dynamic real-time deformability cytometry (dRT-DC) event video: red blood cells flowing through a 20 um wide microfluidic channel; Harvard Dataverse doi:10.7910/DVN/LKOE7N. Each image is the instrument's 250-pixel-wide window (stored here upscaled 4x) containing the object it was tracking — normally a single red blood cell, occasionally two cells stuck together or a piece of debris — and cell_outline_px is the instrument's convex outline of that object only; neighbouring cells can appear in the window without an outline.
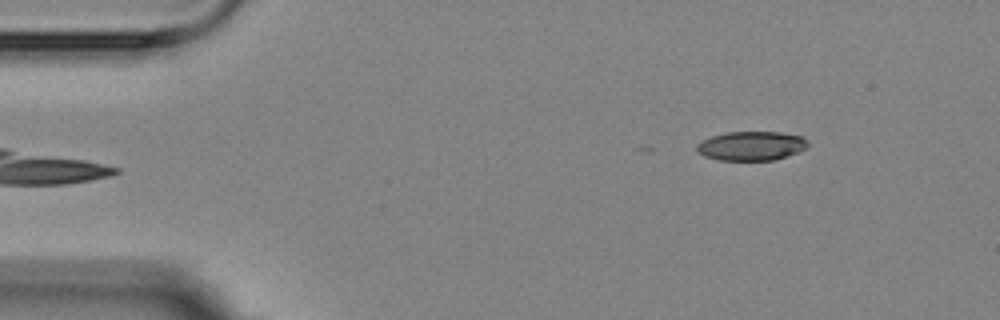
{"species": "Egyptian fruit bat (a non-hibernating species)", "species_latin": "Rousettus aegyptiacus", "temperature_condition": "room temperature", "stored_images_in_passage": 5, "camera_frame_rate_fps": 3000, "um_per_image_px": 0.085, "animal": {"sex": "female"}, "frame": {"image": 1, "passage_image": 5, "time_ms": 5.667, "image_size_px": [1000, 320], "cell_outline_px": [[808, 144], [804, 148], [796, 152], [772, 160], [720, 160], [704, 156], [696, 152], [696, 144], [712, 136], [728, 132], [780, 132], [800, 136], [808, 140]], "centroid_in_image_um": [63.81, 12.4], "position_along_channel_um": 21.2, "area_um2": 18.61}}